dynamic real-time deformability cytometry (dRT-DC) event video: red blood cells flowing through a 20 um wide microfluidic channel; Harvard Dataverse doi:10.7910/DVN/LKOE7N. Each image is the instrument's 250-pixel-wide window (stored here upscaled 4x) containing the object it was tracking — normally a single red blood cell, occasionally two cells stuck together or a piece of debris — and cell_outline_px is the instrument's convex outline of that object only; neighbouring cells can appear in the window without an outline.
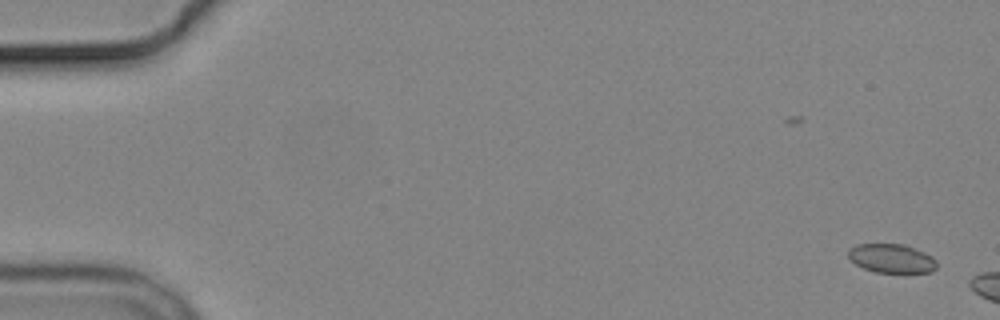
{"species": "common noctule bat (a hibernating species)", "species_latin": "Nyctalus noctula", "temperature_condition": "cold", "stored_images_in_passage": 6, "camera_frame_rate_fps": 3000, "um_per_image_px": 0.085, "animal": {"sex": "male", "body_mass_g": 19.2, "forearm_length_mm": 51.8}, "frame": {"image": 1, "passage_image": 1, "time_ms": 0.0, "image_size_px": [1000, 320], "cell_outline_px": [[936, 268], [932, 272], [876, 272], [864, 268], [856, 264], [848, 256], [848, 248], [856, 244], [904, 244], [924, 252], [932, 256], [936, 260]], "centroid_in_image_um": [75.78, 21.95], "position_along_channel_um": 9.2, "area_um2": 14.85}}